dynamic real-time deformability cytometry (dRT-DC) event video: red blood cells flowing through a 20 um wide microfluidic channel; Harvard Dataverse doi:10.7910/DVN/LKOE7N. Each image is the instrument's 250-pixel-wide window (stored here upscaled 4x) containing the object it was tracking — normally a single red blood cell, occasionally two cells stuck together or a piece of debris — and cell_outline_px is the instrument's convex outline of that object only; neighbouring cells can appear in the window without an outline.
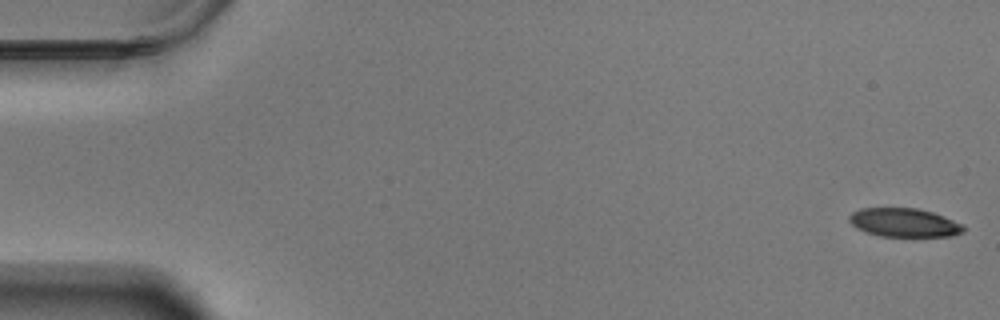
{"species": "Egyptian fruit bat (a non-hibernating species)", "species_latin": "Rousettus aegyptiacus", "temperature_condition": "warm", "stored_images_in_passage": 59, "segment_of_instrument_passage": [1, 2], "camera_frame_rate_fps": 3000, "um_per_image_px": 0.085, "animal": {"sex": "male"}, "frame": {"image": 1, "passage_image": 1, "time_ms": 0.0, "image_size_px": [1000, 320], "cell_outline_px": [[964, 232], [952, 236], [880, 236], [856, 228], [848, 220], [848, 216], [852, 212], [860, 208], [916, 208], [932, 212], [944, 216], [964, 224]], "centroid_in_image_um": [76.86, 18.91], "position_along_channel_um": 8.1, "area_um2": 19.13}}
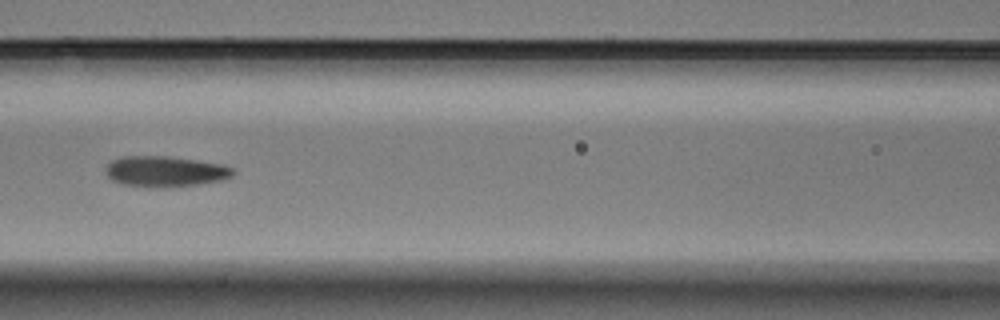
{"frame": {"image": 2, "passage_image": 26, "time_ms": 8.333, "image_size_px": [1000, 320], "cell_outline_px": [[236, 172], [232, 176], [224, 180], [200, 184], [164, 188], [120, 184], [112, 180], [104, 172], [104, 168], [112, 160], [124, 156], [168, 156], [224, 164], [232, 168]], "centroid_in_image_um": [14.05, 14.58], "position_along_channel_um": 152.5, "area_um2": 23.06}}
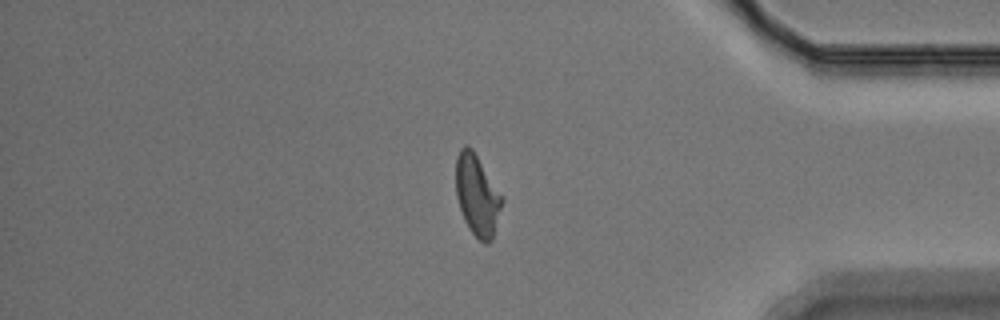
{"frame": {"image": 3, "passage_image": 49, "time_ms": 16.0, "image_size_px": [1000, 320], "cell_outline_px": [[504, 200], [492, 240], [488, 244], [484, 244], [468, 228], [464, 220], [456, 196], [456, 156], [460, 148], [464, 144], [468, 144], [472, 148], [504, 196]], "centroid_in_image_um": [40.57, 16.57], "position_along_channel_um": 394.6, "area_um2": 22.14}}